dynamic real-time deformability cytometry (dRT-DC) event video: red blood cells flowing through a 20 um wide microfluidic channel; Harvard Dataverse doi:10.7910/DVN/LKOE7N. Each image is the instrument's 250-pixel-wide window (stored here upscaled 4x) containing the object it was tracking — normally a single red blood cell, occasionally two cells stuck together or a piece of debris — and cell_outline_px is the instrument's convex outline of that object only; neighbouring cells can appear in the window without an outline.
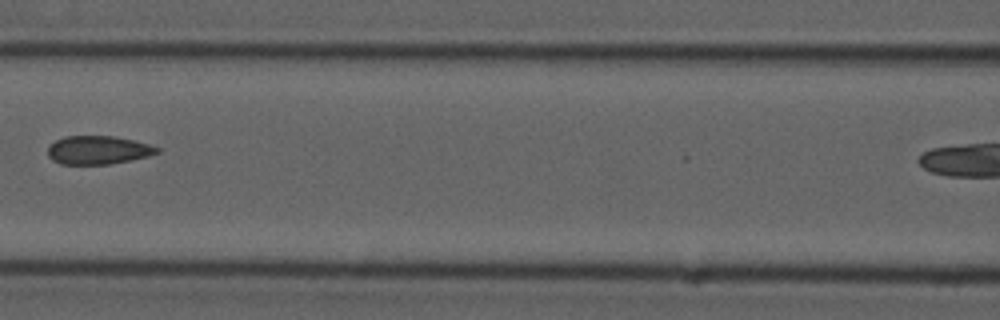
{"species": "common noctule bat (a hibernating species)", "species_latin": "Nyctalus noctula", "temperature_condition": "cold", "stored_images_in_passage": 5, "segment_of_instrument_passage": [1, 2], "camera_frame_rate_fps": 3000, "um_per_image_px": 0.085, "animal": {"sex": "male", "forearm_length_mm": 52.5}, "frame": {"image": 1, "passage_image": 4, "time_ms": 3.667, "image_size_px": [1000, 320], "cell_outline_px": [[160, 152], [148, 156], [108, 164], [60, 164], [52, 160], [48, 156], [48, 144], [64, 136], [112, 136], [132, 140], [148, 144], [160, 148]], "centroid_in_image_um": [8.29, 12.75], "position_along_channel_um": 158.3, "area_um2": 18.03}}